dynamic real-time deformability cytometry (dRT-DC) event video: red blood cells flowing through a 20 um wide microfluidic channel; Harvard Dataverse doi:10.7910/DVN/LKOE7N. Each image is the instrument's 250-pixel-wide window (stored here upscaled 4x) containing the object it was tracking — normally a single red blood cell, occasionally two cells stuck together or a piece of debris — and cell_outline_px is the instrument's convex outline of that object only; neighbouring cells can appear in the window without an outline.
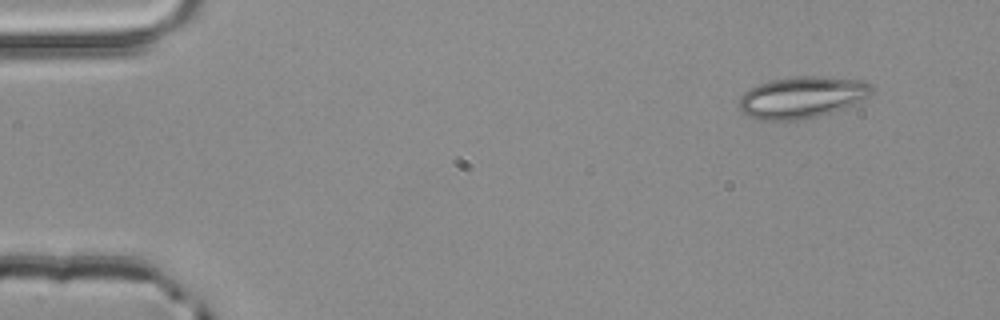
{"species": "common noctule bat (a hibernating species)", "species_latin": "Nyctalus noctula", "temperature_condition": "room temperature", "stored_images_in_passage": 3, "camera_frame_rate_fps": 3000, "um_per_image_px": 0.085, "animal": {"sex": "male", "body_mass_g": 20.4}, "frame": {"image": 1, "passage_image": 1, "time_ms": 0.0, "image_size_px": [1000, 320], "cell_outline_px": [[872, 92], [868, 96], [856, 104], [832, 112], [800, 120], [760, 120], [748, 116], [740, 112], [740, 96], [748, 88], [772, 80], [792, 76], [824, 76], [864, 80], [872, 84]], "centroid_in_image_um": [68.18, 8.26], "position_along_channel_um": 16.8, "area_um2": 32.43}}